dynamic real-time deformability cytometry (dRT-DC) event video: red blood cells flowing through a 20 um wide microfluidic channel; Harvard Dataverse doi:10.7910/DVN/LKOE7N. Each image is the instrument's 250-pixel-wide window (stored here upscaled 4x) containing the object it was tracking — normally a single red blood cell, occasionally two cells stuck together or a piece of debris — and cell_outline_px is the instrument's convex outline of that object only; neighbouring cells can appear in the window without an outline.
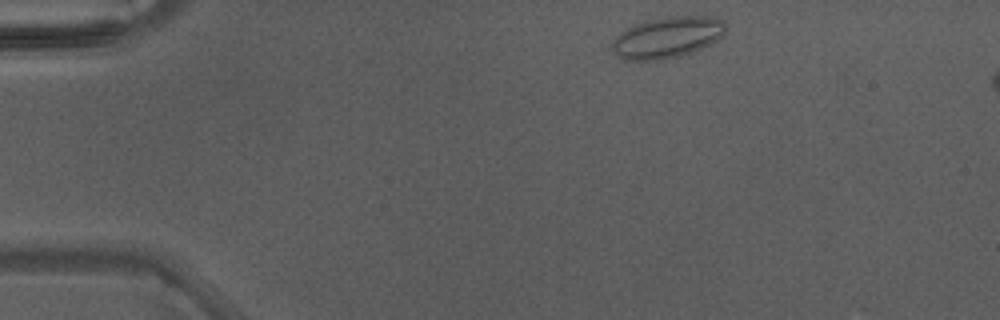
{"species": "Egyptian fruit bat (a non-hibernating species)", "species_latin": "Rousettus aegyptiacus", "temperature_condition": "warm", "stored_images_in_passage": 6, "camera_frame_rate_fps": 3000, "um_per_image_px": 0.085, "animal": {"sex": "male"}, "frame": {"image": 1, "passage_image": 1, "time_ms": 0.0, "image_size_px": [1000, 320], "cell_outline_px": [[724, 32], [712, 44], [692, 52], [664, 60], [620, 60], [612, 52], [612, 40], [620, 32], [632, 24], [644, 20], [668, 16], [716, 16], [724, 20]], "centroid_in_image_um": [56.67, 3.17], "position_along_channel_um": 28.3, "area_um2": 27.74}}